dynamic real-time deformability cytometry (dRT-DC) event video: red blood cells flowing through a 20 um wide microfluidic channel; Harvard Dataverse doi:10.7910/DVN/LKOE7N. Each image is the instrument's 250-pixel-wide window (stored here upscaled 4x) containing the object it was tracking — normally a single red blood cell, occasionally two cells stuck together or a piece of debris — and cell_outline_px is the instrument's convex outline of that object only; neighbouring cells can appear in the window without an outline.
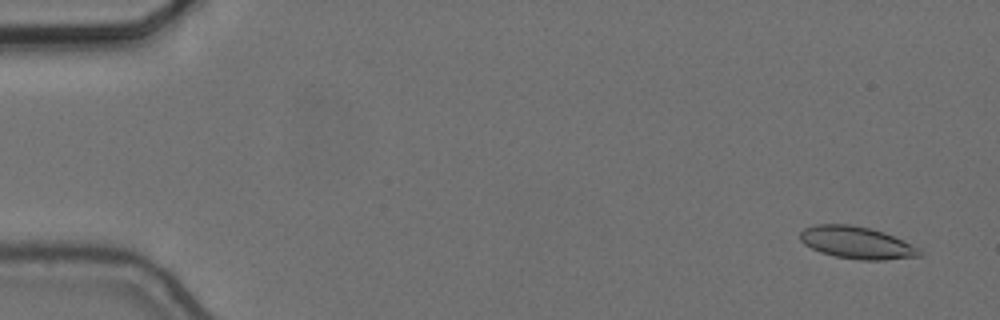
{"species": "common noctule bat (a hibernating species)", "species_latin": "Nyctalus noctula", "temperature_condition": "cold", "stored_images_in_passage": 55, "camera_frame_rate_fps": 3000, "um_per_image_px": 0.085, "animal": {"sex": "female", "body_mass_g": 24.6, "forearm_length_mm": 56.2}, "frame": {"image": 1, "passage_image": 2, "time_ms": 0.333, "image_size_px": [1000, 320], "cell_outline_px": [[924, 252], [920, 256], [884, 260], [860, 260], [836, 256], [820, 252], [804, 244], [800, 240], [800, 232], [804, 228], [816, 224], [852, 224], [884, 232], [920, 248]], "centroid_in_image_um": [72.83, 20.62], "position_along_channel_um": 12.2, "area_um2": 22.43}}
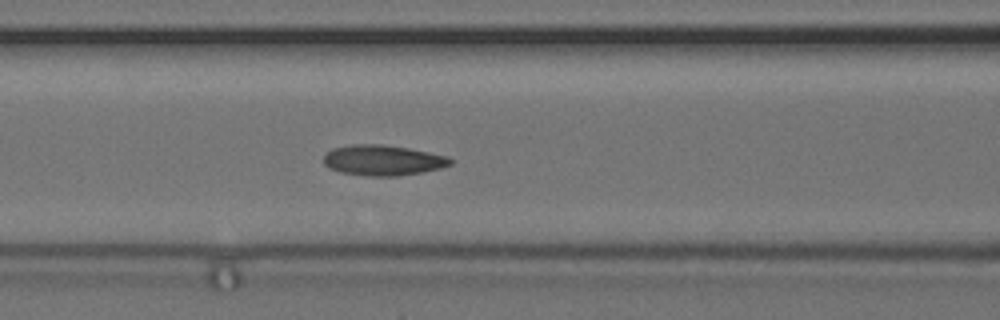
{"frame": {"image": 2, "passage_image": 23, "time_ms": 7.333, "image_size_px": [1000, 320], "cell_outline_px": [[452, 164], [440, 168], [424, 172], [396, 176], [364, 176], [340, 172], [328, 168], [324, 164], [324, 156], [332, 148], [352, 144], [384, 144], [408, 148], [448, 156], [452, 160]], "centroid_in_image_um": [32.53, 13.62], "position_along_channel_um": 134.1, "area_um2": 22.66}}
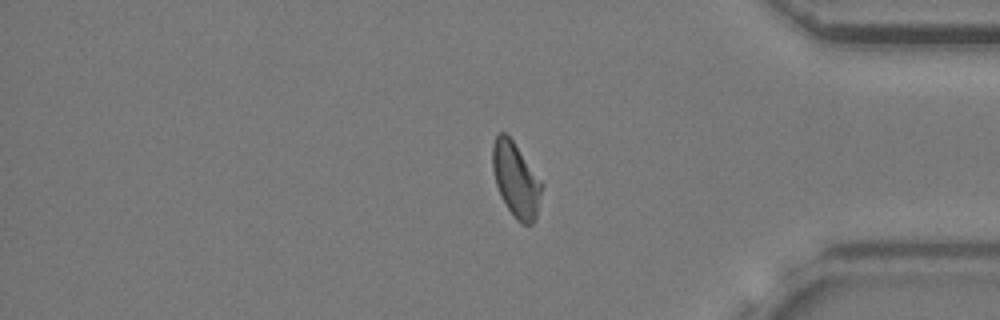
{"frame": {"image": 3, "passage_image": 46, "time_ms": 15.0, "image_size_px": [1000, 320], "cell_outline_px": [[544, 184], [536, 220], [532, 224], [520, 224], [516, 220], [504, 204], [500, 196], [496, 184], [492, 168], [492, 144], [496, 136], [500, 132], [504, 132], [512, 140]], "centroid_in_image_um": [43.86, 15.32], "position_along_channel_um": 391.3, "area_um2": 21.62}, "authors_computed_cell_mechanics": {"area_um2": 21.7906, "velocity_mm_per_s": 3.6449, "shape_relaxation_time_tau1_ms": 5.5057, "shape_relaxation_time_tau2_ms": 2.6634, "deformation_change_tau1": 0.1368, "deformation_change_tau2": 0.0738}}